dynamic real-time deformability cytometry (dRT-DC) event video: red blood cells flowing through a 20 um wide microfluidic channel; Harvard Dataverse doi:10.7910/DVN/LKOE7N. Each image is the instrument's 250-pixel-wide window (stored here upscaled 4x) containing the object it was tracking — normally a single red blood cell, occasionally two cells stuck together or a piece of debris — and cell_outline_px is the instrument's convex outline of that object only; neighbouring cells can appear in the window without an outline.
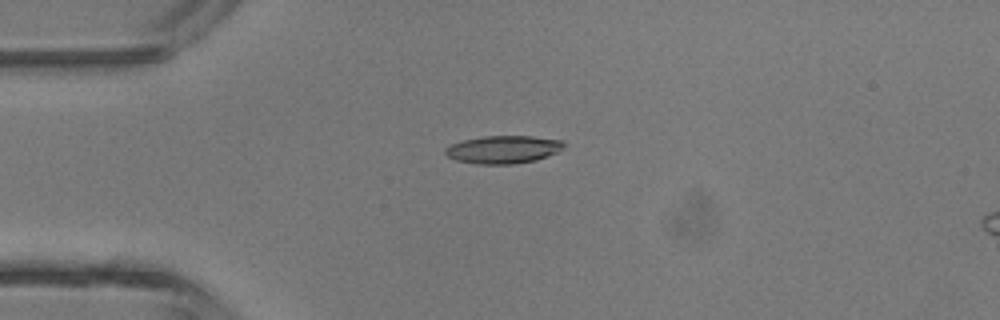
{"species": "common noctule bat (a hibernating species)", "species_latin": "Nyctalus noctula", "temperature_condition": "room temperature", "stored_images_in_passage": 1, "camera_frame_rate_fps": 3000, "um_per_image_px": 0.085, "animal": {"sex": "male", "body_mass_g": 13.3}, "frame": {"image": 1, "passage_image": 1, "time_ms": 0.0, "image_size_px": [1000, 320], "cell_outline_px": [[568, 144], [564, 148], [548, 156], [536, 160], [512, 164], [476, 164], [456, 160], [448, 156], [444, 152], [444, 148], [452, 144], [464, 140], [484, 136], [532, 136], [564, 140]], "centroid_in_image_um": [42.82, 12.7], "position_along_channel_um": 42.2, "area_um2": 19.36}}